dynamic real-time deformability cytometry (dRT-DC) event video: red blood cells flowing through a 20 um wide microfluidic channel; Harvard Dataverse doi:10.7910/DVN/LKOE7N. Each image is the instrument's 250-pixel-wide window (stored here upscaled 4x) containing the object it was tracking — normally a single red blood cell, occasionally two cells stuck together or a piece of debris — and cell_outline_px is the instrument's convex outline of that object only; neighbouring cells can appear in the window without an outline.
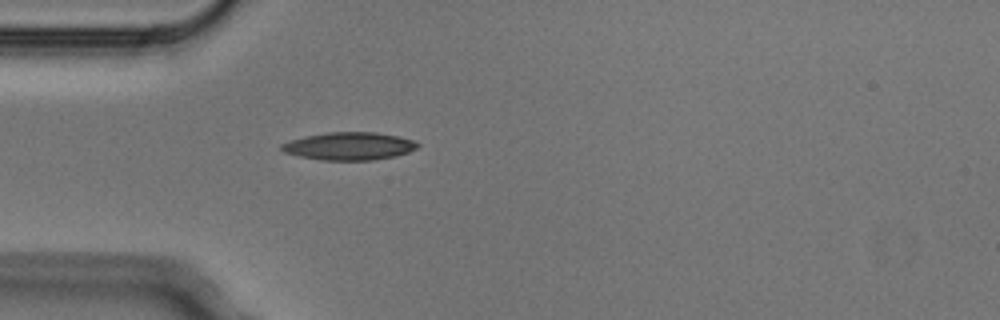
{"species": "Egyptian fruit bat (a non-hibernating species)", "species_latin": "Rousettus aegyptiacus", "temperature_condition": "cold", "stored_images_in_passage": 2, "camera_frame_rate_fps": 3000, "um_per_image_px": 0.085, "animal": {"sex": "male"}, "frame": {"image": 1, "passage_image": 2, "time_ms": 0.333, "image_size_px": [1000, 320], "cell_outline_px": [[420, 144], [416, 148], [408, 152], [396, 156], [372, 160], [320, 160], [300, 156], [284, 152], [280, 148], [280, 144], [304, 136], [328, 132], [376, 132], [400, 136], [412, 140]], "centroid_in_image_um": [29.68, 12.41], "position_along_channel_um": 55.3, "area_um2": 22.02}}